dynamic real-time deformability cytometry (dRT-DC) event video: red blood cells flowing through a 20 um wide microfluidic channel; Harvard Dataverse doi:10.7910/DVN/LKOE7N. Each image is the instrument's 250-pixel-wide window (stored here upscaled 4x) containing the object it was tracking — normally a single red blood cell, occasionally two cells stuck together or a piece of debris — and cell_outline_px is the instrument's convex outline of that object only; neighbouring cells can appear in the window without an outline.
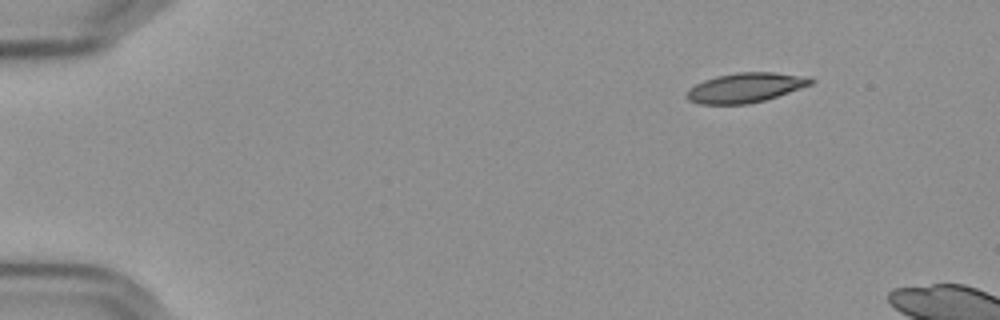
{"species": "Egyptian fruit bat (a non-hibernating species)", "species_latin": "Rousettus aegyptiacus", "temperature_condition": "cold", "stored_images_in_passage": 8, "camera_frame_rate_fps": 3000, "um_per_image_px": 0.085, "frame": {"image": 1, "passage_image": 2, "time_ms": 0.333, "image_size_px": [1000, 320], "cell_outline_px": [[816, 80], [812, 84], [764, 100], [748, 104], [700, 104], [688, 100], [684, 96], [688, 88], [704, 80], [716, 76], [736, 72], [776, 72], [808, 76]], "centroid_in_image_um": [63.34, 7.44], "position_along_channel_um": 21.7, "area_um2": 21.56}}